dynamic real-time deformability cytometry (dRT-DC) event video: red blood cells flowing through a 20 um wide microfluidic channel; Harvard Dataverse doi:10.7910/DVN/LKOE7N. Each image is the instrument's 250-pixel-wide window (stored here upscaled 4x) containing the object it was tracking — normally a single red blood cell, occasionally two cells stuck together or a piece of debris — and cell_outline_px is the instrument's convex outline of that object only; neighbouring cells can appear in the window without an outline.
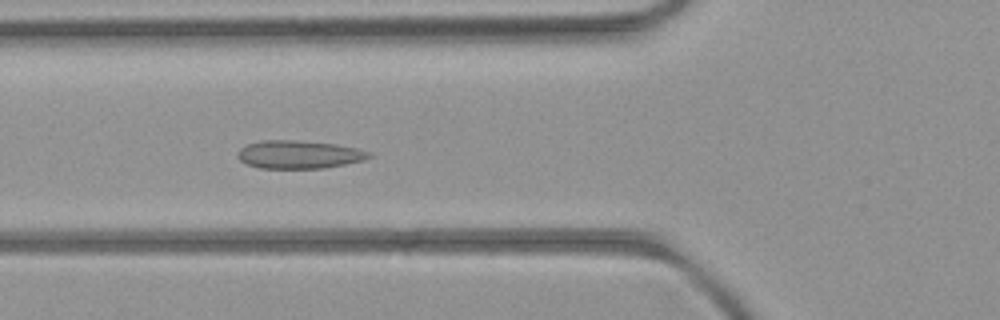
{"species": "common noctule bat (a hibernating species)", "species_latin": "Nyctalus noctula", "temperature_condition": "room temperature", "stored_images_in_passage": 52, "camera_frame_rate_fps": 3000, "um_per_image_px": 0.085, "animal": {"sex": "female", "body_mass_g": 21.9}, "frame": {"image": 1, "passage_image": 19, "time_ms": 6.0, "image_size_px": [1000, 320], "cell_outline_px": [[372, 156], [364, 160], [324, 168], [260, 168], [248, 164], [240, 160], [236, 156], [236, 152], [240, 148], [248, 144], [260, 140], [296, 140], [336, 144], [356, 148], [372, 152]], "centroid_in_image_um": [25.4, 13.12], "position_along_channel_um": 100.4, "area_um2": 21.56}}
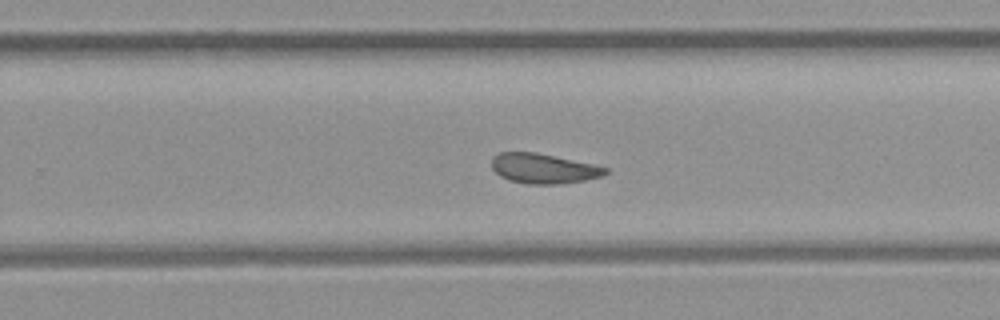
{"frame": {"image": 2, "passage_image": 33, "time_ms": 10.667, "image_size_px": [1000, 320], "cell_outline_px": [[608, 172], [600, 176], [584, 180], [556, 184], [528, 184], [508, 180], [500, 176], [492, 168], [492, 156], [500, 152], [536, 152], [592, 164], [608, 168]], "centroid_in_image_um": [46.15, 14.32], "position_along_channel_um": 283.7, "area_um2": 19.65}}
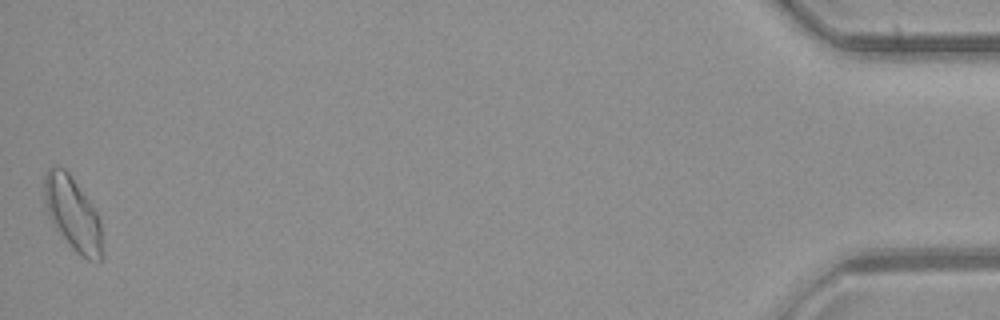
{"frame": {"image": 3, "passage_image": 52, "time_ms": 17.0, "image_size_px": [1000, 320], "cell_outline_px": [[104, 256], [100, 260], [88, 260], [80, 256], [72, 248], [52, 224], [44, 200], [44, 176], [48, 168], [52, 164], [56, 164], [64, 168], [68, 172], [96, 212], [100, 220]], "centroid_in_image_um": [6.18, 18.17], "position_along_channel_um": 429.0, "area_um2": 24.85}, "authors_computed_cell_mechanics": {"area_um2": 20.9814, "velocity_mm_per_s": 3.9249, "shape_relaxation_time_tau1_ms": null, "shape_relaxation_time_tau2_ms": 2.4179, "deformation_change_tau1": null, "deformation_change_tau2": 0.0806}}